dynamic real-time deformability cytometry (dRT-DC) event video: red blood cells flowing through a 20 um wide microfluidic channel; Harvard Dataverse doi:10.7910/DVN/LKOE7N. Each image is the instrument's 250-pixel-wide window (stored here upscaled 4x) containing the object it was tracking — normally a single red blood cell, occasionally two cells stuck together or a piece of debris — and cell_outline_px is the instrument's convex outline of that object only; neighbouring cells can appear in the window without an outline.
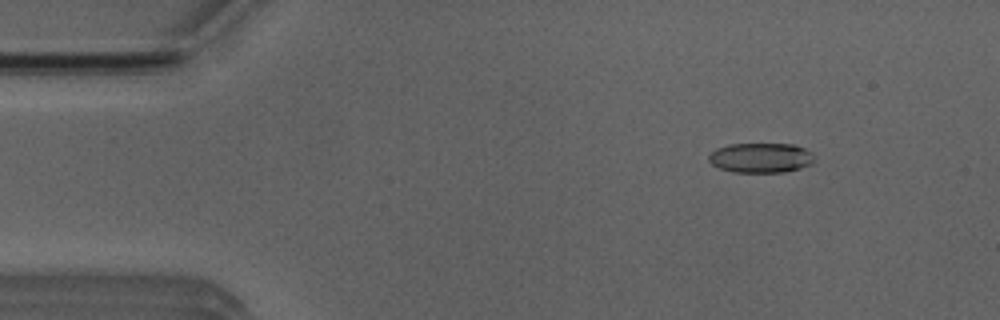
{"species": "Egyptian fruit bat (a non-hibernating species)", "species_latin": "Rousettus aegyptiacus", "temperature_condition": "room temperature", "stored_images_in_passage": 4, "camera_frame_rate_fps": 3000, "um_per_image_px": 0.085, "animal": {"sex": "male"}, "frame": {"image": 1, "passage_image": 2, "time_ms": 1.333, "image_size_px": [1000, 320], "cell_outline_px": [[812, 164], [800, 168], [784, 172], [732, 172], [720, 168], [712, 164], [708, 160], [708, 156], [716, 148], [728, 144], [792, 144], [804, 148], [812, 152]], "centroid_in_image_um": [64.64, 13.41], "position_along_channel_um": 20.4, "area_um2": 18.32}}